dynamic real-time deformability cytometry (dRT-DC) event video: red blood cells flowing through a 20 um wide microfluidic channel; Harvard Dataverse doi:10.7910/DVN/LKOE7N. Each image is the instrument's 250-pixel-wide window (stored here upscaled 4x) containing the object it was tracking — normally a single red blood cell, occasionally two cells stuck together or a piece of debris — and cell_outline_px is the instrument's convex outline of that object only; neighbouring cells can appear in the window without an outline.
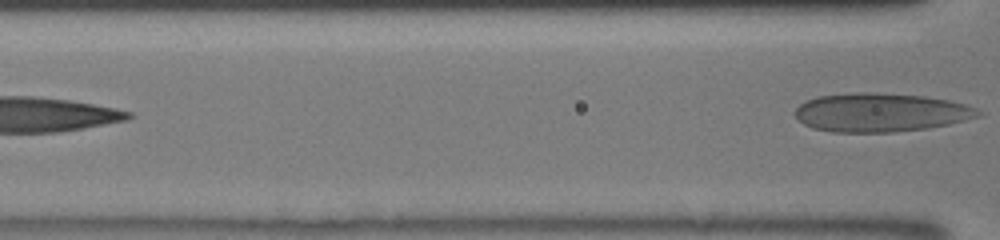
{"species": "human", "species_latin": "Homo sapiens", "temperature_condition": "room temperature", "stored_images_in_passage": 11, "segment_of_instrument_passage": [2, 2], "camera_frame_rate_fps": 3000, "um_per_image_px": 0.085, "donor": {"sex": "male"}, "frame": {"image": 1, "passage_image": 11, "time_ms": 4.333, "image_size_px": [1000, 240], "cell_outline_px": [[984, 112], [980, 116], [948, 124], [928, 128], [892, 132], [832, 132], [812, 128], [804, 124], [796, 116], [796, 108], [800, 104], [816, 96], [856, 92], [864, 92], [924, 96], [948, 100], [968, 104]], "centroid_in_image_um": [74.88, 9.56], "position_along_channel_um": 91.7, "area_um2": 41.21}}